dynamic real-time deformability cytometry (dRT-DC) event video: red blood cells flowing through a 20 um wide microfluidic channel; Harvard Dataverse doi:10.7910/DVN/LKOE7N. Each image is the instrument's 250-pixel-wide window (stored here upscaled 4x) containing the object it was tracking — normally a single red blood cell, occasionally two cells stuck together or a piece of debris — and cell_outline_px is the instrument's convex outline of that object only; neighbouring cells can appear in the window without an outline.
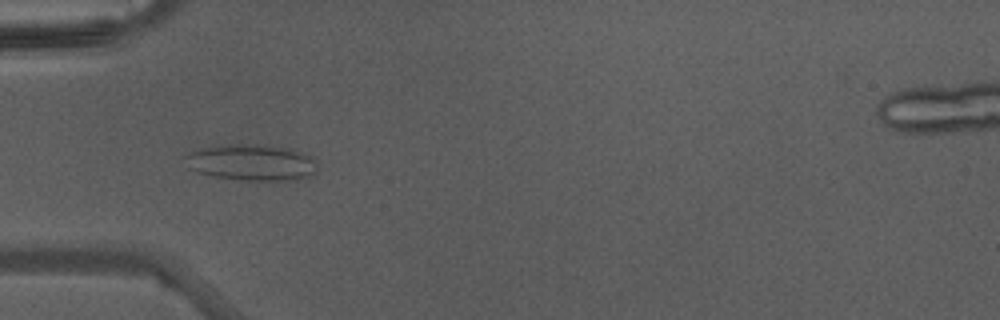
{"species": "Egyptian fruit bat (a non-hibernating species)", "species_latin": "Rousettus aegyptiacus", "temperature_condition": "warm", "stored_images_in_passage": 41, "camera_frame_rate_fps": 3000, "um_per_image_px": 0.085, "animal": {"sex": "male"}, "frame": {"image": 1, "passage_image": 11, "time_ms": 3.333, "image_size_px": [1000, 320], "cell_outline_px": [[316, 172], [312, 176], [296, 180], [240, 180], [212, 176], [196, 172], [188, 168], [184, 156], [192, 152], [204, 148], [228, 144], [256, 144], [288, 148], [312, 156]], "centroid_in_image_um": [21.38, 13.82], "position_along_channel_um": 63.6, "area_um2": 27.86}}
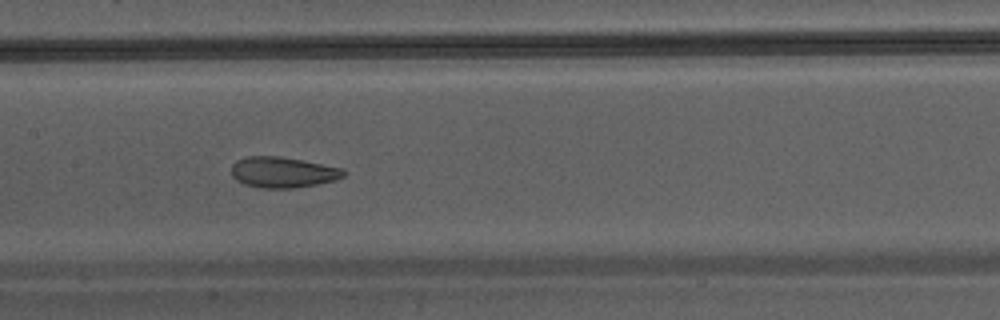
{"frame": {"image": 2, "passage_image": 19, "time_ms": 6.0, "image_size_px": [1000, 320], "cell_outline_px": [[348, 172], [344, 176], [336, 180], [316, 184], [292, 188], [260, 188], [244, 184], [236, 180], [232, 176], [232, 164], [236, 160], [248, 156], [280, 156], [344, 168]], "centroid_in_image_um": [24.05, 14.64], "position_along_channel_um": 183.3, "area_um2": 20.23}}
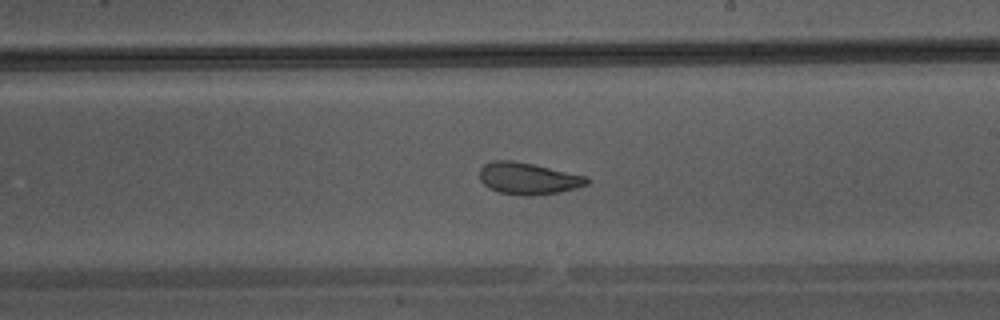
{"frame": {"image": 3, "passage_image": 23, "time_ms": 7.333, "image_size_px": [1000, 320], "cell_outline_px": [[588, 184], [576, 188], [560, 192], [528, 196], [524, 196], [500, 192], [488, 188], [480, 180], [480, 168], [484, 164], [492, 160], [512, 160], [532, 164], [588, 176]], "centroid_in_image_um": [44.88, 15.17], "position_along_channel_um": 244.1, "area_um2": 19.88}}